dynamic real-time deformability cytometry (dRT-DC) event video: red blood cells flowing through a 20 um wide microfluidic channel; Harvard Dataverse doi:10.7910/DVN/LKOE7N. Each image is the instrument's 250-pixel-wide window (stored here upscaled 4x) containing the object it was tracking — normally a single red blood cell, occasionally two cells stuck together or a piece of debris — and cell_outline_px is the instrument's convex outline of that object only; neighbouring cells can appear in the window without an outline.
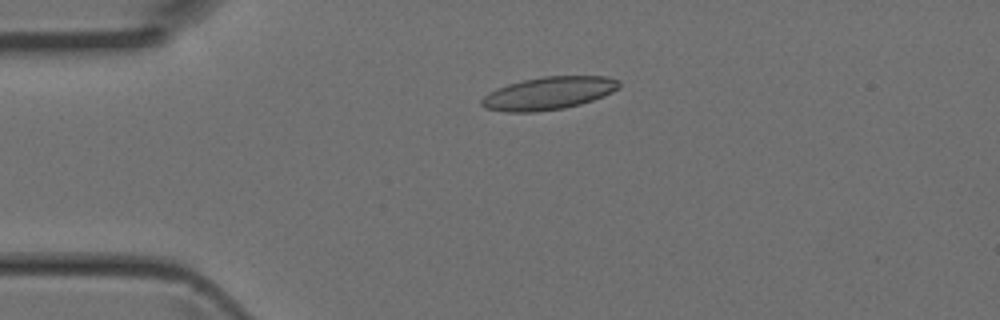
{"species": "Egyptian fruit bat (a non-hibernating species)", "species_latin": "Rousettus aegyptiacus", "temperature_condition": "room temperature", "stored_images_in_passage": 4, "camera_frame_rate_fps": 3000, "um_per_image_px": 0.085, "animal": {"sex": "female"}, "frame": {"image": 1, "passage_image": 3, "time_ms": 0.667, "image_size_px": [1000, 320], "cell_outline_px": [[620, 88], [604, 96], [580, 104], [564, 108], [536, 112], [504, 112], [484, 108], [480, 104], [480, 100], [488, 92], [496, 88], [508, 84], [524, 80], [544, 76], [608, 76], [616, 80], [620, 84]], "centroid_in_image_um": [46.6, 7.93], "position_along_channel_um": 38.4, "area_um2": 26.36}}